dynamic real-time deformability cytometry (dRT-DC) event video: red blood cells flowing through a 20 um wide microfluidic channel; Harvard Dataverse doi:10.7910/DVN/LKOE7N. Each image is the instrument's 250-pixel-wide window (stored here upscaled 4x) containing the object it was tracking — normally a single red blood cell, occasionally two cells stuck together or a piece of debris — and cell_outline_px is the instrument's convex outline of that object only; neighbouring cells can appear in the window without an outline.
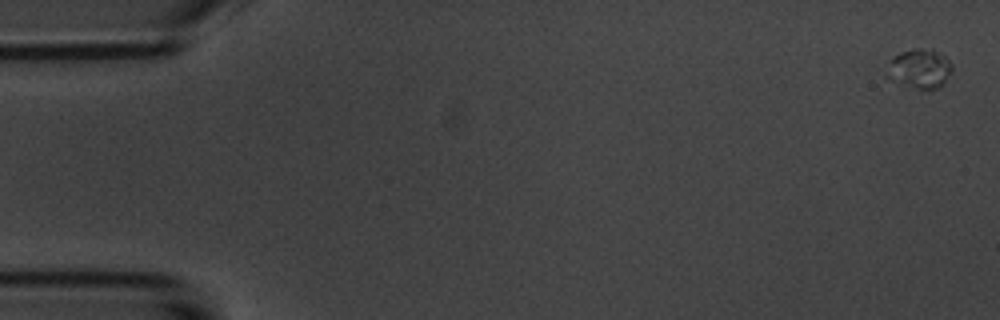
{"species": "common noctule bat (a hibernating species)", "species_latin": "Nyctalus noctula", "temperature_condition": "room temperature", "stored_images_in_passage": 6, "camera_frame_rate_fps": 3000, "um_per_image_px": 0.085, "animal": {"sex": "male", "body_mass_g": 20.1, "forearm_length_mm": 53.5}, "frame": {"image": 1, "passage_image": 1, "time_ms": 0.0, "image_size_px": [1000, 320], "cell_outline_px": [[952, 68], [944, 84], [936, 88], [916, 88], [892, 80], [884, 76], [892, 56], [900, 52], [916, 48], [932, 48], [944, 56], [952, 64]], "centroid_in_image_um": [78.14, 5.8], "position_along_channel_um": 6.9, "area_um2": 14.91}}
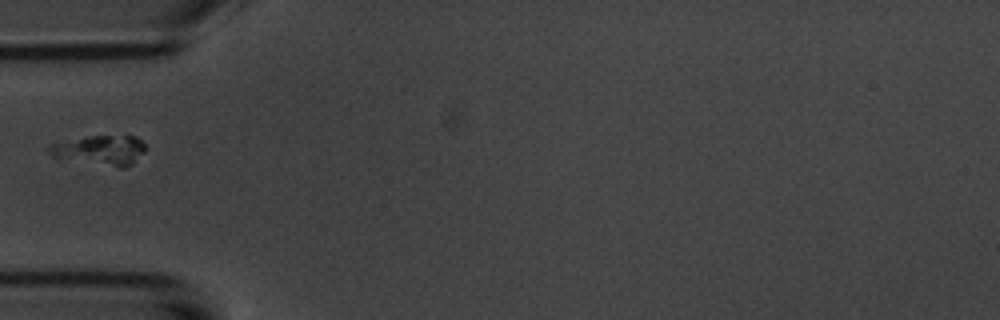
{"frame": {"image": 2, "passage_image": 5, "time_ms": 5.667, "image_size_px": [1000, 320], "cell_outline_px": [[144, 152], [132, 164], [124, 168], [120, 168], [56, 160], [44, 148], [52, 144], [92, 136], [136, 136], [144, 144]], "centroid_in_image_um": [8.44, 12.82], "position_along_channel_um": 76.6, "area_um2": 17.11}}
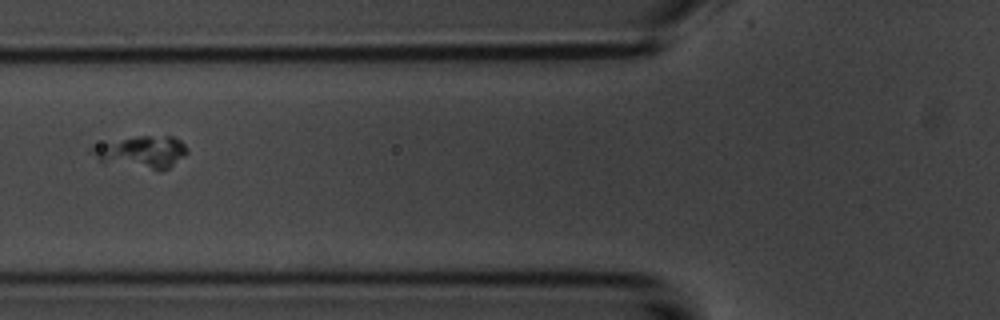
{"frame": {"image": 3, "passage_image": 6, "time_ms": 6.667, "image_size_px": [1000, 320], "cell_outline_px": [[188, 152], [184, 156], [168, 168], [152, 168], [100, 160], [88, 152], [88, 148], [100, 144], [136, 136], [172, 136], [180, 140], [188, 148]], "centroid_in_image_um": [12.08, 12.86], "position_along_channel_um": 113.7, "area_um2": 16.99}}